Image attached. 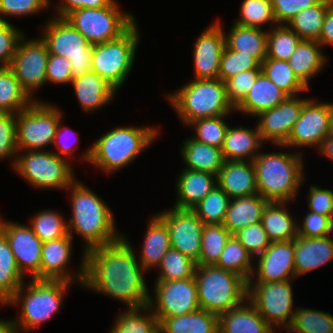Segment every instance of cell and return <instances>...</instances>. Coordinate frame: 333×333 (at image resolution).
Here are the masks:
<instances>
[{
    "label": "cell",
    "instance_id": "obj_63",
    "mask_svg": "<svg viewBox=\"0 0 333 333\" xmlns=\"http://www.w3.org/2000/svg\"><path fill=\"white\" fill-rule=\"evenodd\" d=\"M322 47L333 46V3L327 8L321 35L317 40Z\"/></svg>",
    "mask_w": 333,
    "mask_h": 333
},
{
    "label": "cell",
    "instance_id": "obj_2",
    "mask_svg": "<svg viewBox=\"0 0 333 333\" xmlns=\"http://www.w3.org/2000/svg\"><path fill=\"white\" fill-rule=\"evenodd\" d=\"M71 193L72 215L67 220L68 232L78 234L84 241L83 253L109 245L123 237L116 229L115 217L107 203L83 182L76 180L66 189Z\"/></svg>",
    "mask_w": 333,
    "mask_h": 333
},
{
    "label": "cell",
    "instance_id": "obj_18",
    "mask_svg": "<svg viewBox=\"0 0 333 333\" xmlns=\"http://www.w3.org/2000/svg\"><path fill=\"white\" fill-rule=\"evenodd\" d=\"M166 225L171 248L180 251L194 262L199 261L203 223L191 209L163 210L156 214Z\"/></svg>",
    "mask_w": 333,
    "mask_h": 333
},
{
    "label": "cell",
    "instance_id": "obj_21",
    "mask_svg": "<svg viewBox=\"0 0 333 333\" xmlns=\"http://www.w3.org/2000/svg\"><path fill=\"white\" fill-rule=\"evenodd\" d=\"M193 46V79H219L221 56L226 46L220 21L205 28Z\"/></svg>",
    "mask_w": 333,
    "mask_h": 333
},
{
    "label": "cell",
    "instance_id": "obj_34",
    "mask_svg": "<svg viewBox=\"0 0 333 333\" xmlns=\"http://www.w3.org/2000/svg\"><path fill=\"white\" fill-rule=\"evenodd\" d=\"M285 205L289 202H268L263 210L261 223L271 242L294 240L298 236V222Z\"/></svg>",
    "mask_w": 333,
    "mask_h": 333
},
{
    "label": "cell",
    "instance_id": "obj_50",
    "mask_svg": "<svg viewBox=\"0 0 333 333\" xmlns=\"http://www.w3.org/2000/svg\"><path fill=\"white\" fill-rule=\"evenodd\" d=\"M227 116L230 115L200 118L190 122L187 127L189 126L194 130L196 135L192 137L193 139L217 148H222L226 131L229 127L224 120Z\"/></svg>",
    "mask_w": 333,
    "mask_h": 333
},
{
    "label": "cell",
    "instance_id": "obj_65",
    "mask_svg": "<svg viewBox=\"0 0 333 333\" xmlns=\"http://www.w3.org/2000/svg\"><path fill=\"white\" fill-rule=\"evenodd\" d=\"M0 333H19L11 318L0 319Z\"/></svg>",
    "mask_w": 333,
    "mask_h": 333
},
{
    "label": "cell",
    "instance_id": "obj_26",
    "mask_svg": "<svg viewBox=\"0 0 333 333\" xmlns=\"http://www.w3.org/2000/svg\"><path fill=\"white\" fill-rule=\"evenodd\" d=\"M274 330L248 299L218 316V333H275Z\"/></svg>",
    "mask_w": 333,
    "mask_h": 333
},
{
    "label": "cell",
    "instance_id": "obj_53",
    "mask_svg": "<svg viewBox=\"0 0 333 333\" xmlns=\"http://www.w3.org/2000/svg\"><path fill=\"white\" fill-rule=\"evenodd\" d=\"M261 69L240 72L224 81L227 100L235 108L249 93Z\"/></svg>",
    "mask_w": 333,
    "mask_h": 333
},
{
    "label": "cell",
    "instance_id": "obj_58",
    "mask_svg": "<svg viewBox=\"0 0 333 333\" xmlns=\"http://www.w3.org/2000/svg\"><path fill=\"white\" fill-rule=\"evenodd\" d=\"M277 25L287 23L300 11L317 4L320 0H271Z\"/></svg>",
    "mask_w": 333,
    "mask_h": 333
},
{
    "label": "cell",
    "instance_id": "obj_45",
    "mask_svg": "<svg viewBox=\"0 0 333 333\" xmlns=\"http://www.w3.org/2000/svg\"><path fill=\"white\" fill-rule=\"evenodd\" d=\"M231 198L216 185L191 210L204 225L223 224Z\"/></svg>",
    "mask_w": 333,
    "mask_h": 333
},
{
    "label": "cell",
    "instance_id": "obj_68",
    "mask_svg": "<svg viewBox=\"0 0 333 333\" xmlns=\"http://www.w3.org/2000/svg\"><path fill=\"white\" fill-rule=\"evenodd\" d=\"M331 228H332V234H333V212H332V215H331Z\"/></svg>",
    "mask_w": 333,
    "mask_h": 333
},
{
    "label": "cell",
    "instance_id": "obj_4",
    "mask_svg": "<svg viewBox=\"0 0 333 333\" xmlns=\"http://www.w3.org/2000/svg\"><path fill=\"white\" fill-rule=\"evenodd\" d=\"M302 152H260L252 161L258 194L268 202H290L296 199L305 182Z\"/></svg>",
    "mask_w": 333,
    "mask_h": 333
},
{
    "label": "cell",
    "instance_id": "obj_5",
    "mask_svg": "<svg viewBox=\"0 0 333 333\" xmlns=\"http://www.w3.org/2000/svg\"><path fill=\"white\" fill-rule=\"evenodd\" d=\"M25 283L7 301L8 306L21 305L20 315L12 318L19 333L39 328L51 320L62 307L66 291L73 285L64 280L31 278Z\"/></svg>",
    "mask_w": 333,
    "mask_h": 333
},
{
    "label": "cell",
    "instance_id": "obj_37",
    "mask_svg": "<svg viewBox=\"0 0 333 333\" xmlns=\"http://www.w3.org/2000/svg\"><path fill=\"white\" fill-rule=\"evenodd\" d=\"M126 310L117 314L110 333H160L159 320L149 305Z\"/></svg>",
    "mask_w": 333,
    "mask_h": 333
},
{
    "label": "cell",
    "instance_id": "obj_28",
    "mask_svg": "<svg viewBox=\"0 0 333 333\" xmlns=\"http://www.w3.org/2000/svg\"><path fill=\"white\" fill-rule=\"evenodd\" d=\"M262 144L265 143L257 126L251 129L229 126L221 150L225 161H253L260 154Z\"/></svg>",
    "mask_w": 333,
    "mask_h": 333
},
{
    "label": "cell",
    "instance_id": "obj_3",
    "mask_svg": "<svg viewBox=\"0 0 333 333\" xmlns=\"http://www.w3.org/2000/svg\"><path fill=\"white\" fill-rule=\"evenodd\" d=\"M159 134L152 126H118L93 141L81 156L83 161L99 168L103 173L120 171L133 162L156 141Z\"/></svg>",
    "mask_w": 333,
    "mask_h": 333
},
{
    "label": "cell",
    "instance_id": "obj_22",
    "mask_svg": "<svg viewBox=\"0 0 333 333\" xmlns=\"http://www.w3.org/2000/svg\"><path fill=\"white\" fill-rule=\"evenodd\" d=\"M294 254V240L271 242L270 246L256 257V266L248 282H279L296 279Z\"/></svg>",
    "mask_w": 333,
    "mask_h": 333
},
{
    "label": "cell",
    "instance_id": "obj_6",
    "mask_svg": "<svg viewBox=\"0 0 333 333\" xmlns=\"http://www.w3.org/2000/svg\"><path fill=\"white\" fill-rule=\"evenodd\" d=\"M184 125L207 117L229 115L235 108L227 100L225 83L220 79H191L166 96Z\"/></svg>",
    "mask_w": 333,
    "mask_h": 333
},
{
    "label": "cell",
    "instance_id": "obj_56",
    "mask_svg": "<svg viewBox=\"0 0 333 333\" xmlns=\"http://www.w3.org/2000/svg\"><path fill=\"white\" fill-rule=\"evenodd\" d=\"M20 30L9 21L0 26V67L10 66L18 42L25 34Z\"/></svg>",
    "mask_w": 333,
    "mask_h": 333
},
{
    "label": "cell",
    "instance_id": "obj_51",
    "mask_svg": "<svg viewBox=\"0 0 333 333\" xmlns=\"http://www.w3.org/2000/svg\"><path fill=\"white\" fill-rule=\"evenodd\" d=\"M253 69H261V64L253 56L241 54L225 46L220 62V80L224 82L240 72Z\"/></svg>",
    "mask_w": 333,
    "mask_h": 333
},
{
    "label": "cell",
    "instance_id": "obj_9",
    "mask_svg": "<svg viewBox=\"0 0 333 333\" xmlns=\"http://www.w3.org/2000/svg\"><path fill=\"white\" fill-rule=\"evenodd\" d=\"M69 161L51 150L18 151L12 167L34 188L65 191L76 180L73 165Z\"/></svg>",
    "mask_w": 333,
    "mask_h": 333
},
{
    "label": "cell",
    "instance_id": "obj_15",
    "mask_svg": "<svg viewBox=\"0 0 333 333\" xmlns=\"http://www.w3.org/2000/svg\"><path fill=\"white\" fill-rule=\"evenodd\" d=\"M317 101L310 98L304 103L300 117L287 141L278 147L293 148V150L294 147L298 149L315 147L318 151L324 139L332 131V112L330 102Z\"/></svg>",
    "mask_w": 333,
    "mask_h": 333
},
{
    "label": "cell",
    "instance_id": "obj_14",
    "mask_svg": "<svg viewBox=\"0 0 333 333\" xmlns=\"http://www.w3.org/2000/svg\"><path fill=\"white\" fill-rule=\"evenodd\" d=\"M48 56L47 45L41 37L28 40L24 35L18 42L15 55L9 66L22 89L34 101H38V99H35L33 94L47 84Z\"/></svg>",
    "mask_w": 333,
    "mask_h": 333
},
{
    "label": "cell",
    "instance_id": "obj_8",
    "mask_svg": "<svg viewBox=\"0 0 333 333\" xmlns=\"http://www.w3.org/2000/svg\"><path fill=\"white\" fill-rule=\"evenodd\" d=\"M138 24L135 22L119 38L93 45L92 72L97 73L117 91L127 81L133 69L140 42Z\"/></svg>",
    "mask_w": 333,
    "mask_h": 333
},
{
    "label": "cell",
    "instance_id": "obj_42",
    "mask_svg": "<svg viewBox=\"0 0 333 333\" xmlns=\"http://www.w3.org/2000/svg\"><path fill=\"white\" fill-rule=\"evenodd\" d=\"M24 281L7 238L0 231V295L8 301Z\"/></svg>",
    "mask_w": 333,
    "mask_h": 333
},
{
    "label": "cell",
    "instance_id": "obj_47",
    "mask_svg": "<svg viewBox=\"0 0 333 333\" xmlns=\"http://www.w3.org/2000/svg\"><path fill=\"white\" fill-rule=\"evenodd\" d=\"M197 264L180 251L170 248L163 256L156 281H173L192 278Z\"/></svg>",
    "mask_w": 333,
    "mask_h": 333
},
{
    "label": "cell",
    "instance_id": "obj_43",
    "mask_svg": "<svg viewBox=\"0 0 333 333\" xmlns=\"http://www.w3.org/2000/svg\"><path fill=\"white\" fill-rule=\"evenodd\" d=\"M232 234L223 224L203 225L199 261L197 265H216Z\"/></svg>",
    "mask_w": 333,
    "mask_h": 333
},
{
    "label": "cell",
    "instance_id": "obj_29",
    "mask_svg": "<svg viewBox=\"0 0 333 333\" xmlns=\"http://www.w3.org/2000/svg\"><path fill=\"white\" fill-rule=\"evenodd\" d=\"M322 49L317 40L301 39L288 60L294 74L308 89L311 78L316 77L328 62Z\"/></svg>",
    "mask_w": 333,
    "mask_h": 333
},
{
    "label": "cell",
    "instance_id": "obj_48",
    "mask_svg": "<svg viewBox=\"0 0 333 333\" xmlns=\"http://www.w3.org/2000/svg\"><path fill=\"white\" fill-rule=\"evenodd\" d=\"M301 38L287 25L267 29V58L288 61Z\"/></svg>",
    "mask_w": 333,
    "mask_h": 333
},
{
    "label": "cell",
    "instance_id": "obj_54",
    "mask_svg": "<svg viewBox=\"0 0 333 333\" xmlns=\"http://www.w3.org/2000/svg\"><path fill=\"white\" fill-rule=\"evenodd\" d=\"M247 252L256 259L271 244L262 223L252 224L234 234Z\"/></svg>",
    "mask_w": 333,
    "mask_h": 333
},
{
    "label": "cell",
    "instance_id": "obj_61",
    "mask_svg": "<svg viewBox=\"0 0 333 333\" xmlns=\"http://www.w3.org/2000/svg\"><path fill=\"white\" fill-rule=\"evenodd\" d=\"M62 122L63 120L61 118L59 120L56 135L53 140V145L56 147L57 151H51L58 157L64 158L66 160L70 159V162H72V156H74L73 153L75 151V147L73 144H71L74 143L73 141H71V139L74 137L73 139L75 140V142H77V140L79 139V135L77 134L78 132L72 131L68 126H63L64 123ZM69 138H71L70 143L68 140Z\"/></svg>",
    "mask_w": 333,
    "mask_h": 333
},
{
    "label": "cell",
    "instance_id": "obj_25",
    "mask_svg": "<svg viewBox=\"0 0 333 333\" xmlns=\"http://www.w3.org/2000/svg\"><path fill=\"white\" fill-rule=\"evenodd\" d=\"M81 109L86 113L101 110L113 101L118 91L95 72L73 78L71 82Z\"/></svg>",
    "mask_w": 333,
    "mask_h": 333
},
{
    "label": "cell",
    "instance_id": "obj_1",
    "mask_svg": "<svg viewBox=\"0 0 333 333\" xmlns=\"http://www.w3.org/2000/svg\"><path fill=\"white\" fill-rule=\"evenodd\" d=\"M145 273L131 242L123 234L117 242L85 253L82 287L109 296L128 308L144 307L149 305L151 296Z\"/></svg>",
    "mask_w": 333,
    "mask_h": 333
},
{
    "label": "cell",
    "instance_id": "obj_16",
    "mask_svg": "<svg viewBox=\"0 0 333 333\" xmlns=\"http://www.w3.org/2000/svg\"><path fill=\"white\" fill-rule=\"evenodd\" d=\"M154 297L149 307L159 320L194 312L199 309L197 284L194 277L184 280L155 281ZM155 298V299H154Z\"/></svg>",
    "mask_w": 333,
    "mask_h": 333
},
{
    "label": "cell",
    "instance_id": "obj_31",
    "mask_svg": "<svg viewBox=\"0 0 333 333\" xmlns=\"http://www.w3.org/2000/svg\"><path fill=\"white\" fill-rule=\"evenodd\" d=\"M288 95L274 85L262 72L246 97L235 107L242 115L256 117L263 111L270 110L284 101Z\"/></svg>",
    "mask_w": 333,
    "mask_h": 333
},
{
    "label": "cell",
    "instance_id": "obj_33",
    "mask_svg": "<svg viewBox=\"0 0 333 333\" xmlns=\"http://www.w3.org/2000/svg\"><path fill=\"white\" fill-rule=\"evenodd\" d=\"M181 158L185 168L218 176L225 163L221 148H217L193 139L191 136L182 142Z\"/></svg>",
    "mask_w": 333,
    "mask_h": 333
},
{
    "label": "cell",
    "instance_id": "obj_20",
    "mask_svg": "<svg viewBox=\"0 0 333 333\" xmlns=\"http://www.w3.org/2000/svg\"><path fill=\"white\" fill-rule=\"evenodd\" d=\"M73 237L68 234L63 238L43 243L41 251L40 279L64 280L83 286L85 279V253L81 265L74 274L67 269L73 251ZM79 270V271H78ZM72 273V274H71Z\"/></svg>",
    "mask_w": 333,
    "mask_h": 333
},
{
    "label": "cell",
    "instance_id": "obj_7",
    "mask_svg": "<svg viewBox=\"0 0 333 333\" xmlns=\"http://www.w3.org/2000/svg\"><path fill=\"white\" fill-rule=\"evenodd\" d=\"M194 278L200 309L219 316L247 299L248 282L216 265H197Z\"/></svg>",
    "mask_w": 333,
    "mask_h": 333
},
{
    "label": "cell",
    "instance_id": "obj_66",
    "mask_svg": "<svg viewBox=\"0 0 333 333\" xmlns=\"http://www.w3.org/2000/svg\"><path fill=\"white\" fill-rule=\"evenodd\" d=\"M7 303V300L0 295V305L3 307L6 305V307H8Z\"/></svg>",
    "mask_w": 333,
    "mask_h": 333
},
{
    "label": "cell",
    "instance_id": "obj_52",
    "mask_svg": "<svg viewBox=\"0 0 333 333\" xmlns=\"http://www.w3.org/2000/svg\"><path fill=\"white\" fill-rule=\"evenodd\" d=\"M17 154L16 114L0 113V161L10 157L14 165Z\"/></svg>",
    "mask_w": 333,
    "mask_h": 333
},
{
    "label": "cell",
    "instance_id": "obj_62",
    "mask_svg": "<svg viewBox=\"0 0 333 333\" xmlns=\"http://www.w3.org/2000/svg\"><path fill=\"white\" fill-rule=\"evenodd\" d=\"M114 0H60L56 5V17H65L69 12L80 8H103Z\"/></svg>",
    "mask_w": 333,
    "mask_h": 333
},
{
    "label": "cell",
    "instance_id": "obj_27",
    "mask_svg": "<svg viewBox=\"0 0 333 333\" xmlns=\"http://www.w3.org/2000/svg\"><path fill=\"white\" fill-rule=\"evenodd\" d=\"M175 182L177 199L173 207L192 209L217 185V176L208 172L182 169Z\"/></svg>",
    "mask_w": 333,
    "mask_h": 333
},
{
    "label": "cell",
    "instance_id": "obj_23",
    "mask_svg": "<svg viewBox=\"0 0 333 333\" xmlns=\"http://www.w3.org/2000/svg\"><path fill=\"white\" fill-rule=\"evenodd\" d=\"M294 265L296 279L333 259V238L326 237H303L294 239Z\"/></svg>",
    "mask_w": 333,
    "mask_h": 333
},
{
    "label": "cell",
    "instance_id": "obj_19",
    "mask_svg": "<svg viewBox=\"0 0 333 333\" xmlns=\"http://www.w3.org/2000/svg\"><path fill=\"white\" fill-rule=\"evenodd\" d=\"M308 99V97L288 96L274 108L258 114L256 118L259 120L256 126L262 141L271 142L275 146L283 145Z\"/></svg>",
    "mask_w": 333,
    "mask_h": 333
},
{
    "label": "cell",
    "instance_id": "obj_57",
    "mask_svg": "<svg viewBox=\"0 0 333 333\" xmlns=\"http://www.w3.org/2000/svg\"><path fill=\"white\" fill-rule=\"evenodd\" d=\"M304 219L298 226V236L326 237L332 235L331 219L311 211L306 212Z\"/></svg>",
    "mask_w": 333,
    "mask_h": 333
},
{
    "label": "cell",
    "instance_id": "obj_46",
    "mask_svg": "<svg viewBox=\"0 0 333 333\" xmlns=\"http://www.w3.org/2000/svg\"><path fill=\"white\" fill-rule=\"evenodd\" d=\"M55 210L43 209L30 218L34 233L45 243L69 234L67 220Z\"/></svg>",
    "mask_w": 333,
    "mask_h": 333
},
{
    "label": "cell",
    "instance_id": "obj_69",
    "mask_svg": "<svg viewBox=\"0 0 333 333\" xmlns=\"http://www.w3.org/2000/svg\"><path fill=\"white\" fill-rule=\"evenodd\" d=\"M4 23V20L2 19V17L0 16V26Z\"/></svg>",
    "mask_w": 333,
    "mask_h": 333
},
{
    "label": "cell",
    "instance_id": "obj_41",
    "mask_svg": "<svg viewBox=\"0 0 333 333\" xmlns=\"http://www.w3.org/2000/svg\"><path fill=\"white\" fill-rule=\"evenodd\" d=\"M255 259L247 252L235 235L228 239L216 266L243 277L247 282L254 271Z\"/></svg>",
    "mask_w": 333,
    "mask_h": 333
},
{
    "label": "cell",
    "instance_id": "obj_17",
    "mask_svg": "<svg viewBox=\"0 0 333 333\" xmlns=\"http://www.w3.org/2000/svg\"><path fill=\"white\" fill-rule=\"evenodd\" d=\"M27 225L4 220L0 216V231L7 238L19 271L23 276L28 273L31 279H40L43 242Z\"/></svg>",
    "mask_w": 333,
    "mask_h": 333
},
{
    "label": "cell",
    "instance_id": "obj_11",
    "mask_svg": "<svg viewBox=\"0 0 333 333\" xmlns=\"http://www.w3.org/2000/svg\"><path fill=\"white\" fill-rule=\"evenodd\" d=\"M52 17L40 36L49 54L69 59L73 78L91 72L93 45L63 17Z\"/></svg>",
    "mask_w": 333,
    "mask_h": 333
},
{
    "label": "cell",
    "instance_id": "obj_59",
    "mask_svg": "<svg viewBox=\"0 0 333 333\" xmlns=\"http://www.w3.org/2000/svg\"><path fill=\"white\" fill-rule=\"evenodd\" d=\"M46 79L48 84L71 85L73 77L69 59L49 54L46 66Z\"/></svg>",
    "mask_w": 333,
    "mask_h": 333
},
{
    "label": "cell",
    "instance_id": "obj_13",
    "mask_svg": "<svg viewBox=\"0 0 333 333\" xmlns=\"http://www.w3.org/2000/svg\"><path fill=\"white\" fill-rule=\"evenodd\" d=\"M292 281L248 282L247 299L273 329H287L293 320Z\"/></svg>",
    "mask_w": 333,
    "mask_h": 333
},
{
    "label": "cell",
    "instance_id": "obj_44",
    "mask_svg": "<svg viewBox=\"0 0 333 333\" xmlns=\"http://www.w3.org/2000/svg\"><path fill=\"white\" fill-rule=\"evenodd\" d=\"M286 331L289 333H333V315L317 309L296 307L293 320Z\"/></svg>",
    "mask_w": 333,
    "mask_h": 333
},
{
    "label": "cell",
    "instance_id": "obj_32",
    "mask_svg": "<svg viewBox=\"0 0 333 333\" xmlns=\"http://www.w3.org/2000/svg\"><path fill=\"white\" fill-rule=\"evenodd\" d=\"M267 203L259 194L232 198L223 222L224 227L234 235L247 226L261 222Z\"/></svg>",
    "mask_w": 333,
    "mask_h": 333
},
{
    "label": "cell",
    "instance_id": "obj_64",
    "mask_svg": "<svg viewBox=\"0 0 333 333\" xmlns=\"http://www.w3.org/2000/svg\"><path fill=\"white\" fill-rule=\"evenodd\" d=\"M319 153L326 157V159L329 158L333 161V130L322 142L320 148L318 149V154Z\"/></svg>",
    "mask_w": 333,
    "mask_h": 333
},
{
    "label": "cell",
    "instance_id": "obj_60",
    "mask_svg": "<svg viewBox=\"0 0 333 333\" xmlns=\"http://www.w3.org/2000/svg\"><path fill=\"white\" fill-rule=\"evenodd\" d=\"M307 194L308 210L331 218L333 212V190L310 185Z\"/></svg>",
    "mask_w": 333,
    "mask_h": 333
},
{
    "label": "cell",
    "instance_id": "obj_12",
    "mask_svg": "<svg viewBox=\"0 0 333 333\" xmlns=\"http://www.w3.org/2000/svg\"><path fill=\"white\" fill-rule=\"evenodd\" d=\"M63 113L47 101H33L25 110L16 114L18 151L46 150L52 145L59 120Z\"/></svg>",
    "mask_w": 333,
    "mask_h": 333
},
{
    "label": "cell",
    "instance_id": "obj_10",
    "mask_svg": "<svg viewBox=\"0 0 333 333\" xmlns=\"http://www.w3.org/2000/svg\"><path fill=\"white\" fill-rule=\"evenodd\" d=\"M117 0L103 8H80L64 19L78 30L91 45L115 40L135 22V15L121 11Z\"/></svg>",
    "mask_w": 333,
    "mask_h": 333
},
{
    "label": "cell",
    "instance_id": "obj_49",
    "mask_svg": "<svg viewBox=\"0 0 333 333\" xmlns=\"http://www.w3.org/2000/svg\"><path fill=\"white\" fill-rule=\"evenodd\" d=\"M239 13L241 15L234 21L236 25L260 29L265 24L277 25L271 0H243Z\"/></svg>",
    "mask_w": 333,
    "mask_h": 333
},
{
    "label": "cell",
    "instance_id": "obj_39",
    "mask_svg": "<svg viewBox=\"0 0 333 333\" xmlns=\"http://www.w3.org/2000/svg\"><path fill=\"white\" fill-rule=\"evenodd\" d=\"M34 100L22 89L9 67H0V113L25 110Z\"/></svg>",
    "mask_w": 333,
    "mask_h": 333
},
{
    "label": "cell",
    "instance_id": "obj_30",
    "mask_svg": "<svg viewBox=\"0 0 333 333\" xmlns=\"http://www.w3.org/2000/svg\"><path fill=\"white\" fill-rule=\"evenodd\" d=\"M143 245L141 247L138 261L147 272L157 268L163 256L171 248V240L165 223L157 216L153 215L147 225Z\"/></svg>",
    "mask_w": 333,
    "mask_h": 333
},
{
    "label": "cell",
    "instance_id": "obj_36",
    "mask_svg": "<svg viewBox=\"0 0 333 333\" xmlns=\"http://www.w3.org/2000/svg\"><path fill=\"white\" fill-rule=\"evenodd\" d=\"M160 333H218V315L203 309L167 317L159 324Z\"/></svg>",
    "mask_w": 333,
    "mask_h": 333
},
{
    "label": "cell",
    "instance_id": "obj_55",
    "mask_svg": "<svg viewBox=\"0 0 333 333\" xmlns=\"http://www.w3.org/2000/svg\"><path fill=\"white\" fill-rule=\"evenodd\" d=\"M50 2L51 0H0V16L4 22H8L5 17L32 16L48 10Z\"/></svg>",
    "mask_w": 333,
    "mask_h": 333
},
{
    "label": "cell",
    "instance_id": "obj_35",
    "mask_svg": "<svg viewBox=\"0 0 333 333\" xmlns=\"http://www.w3.org/2000/svg\"><path fill=\"white\" fill-rule=\"evenodd\" d=\"M226 33V46L229 49L253 56L260 64L266 58L267 30L234 23Z\"/></svg>",
    "mask_w": 333,
    "mask_h": 333
},
{
    "label": "cell",
    "instance_id": "obj_24",
    "mask_svg": "<svg viewBox=\"0 0 333 333\" xmlns=\"http://www.w3.org/2000/svg\"><path fill=\"white\" fill-rule=\"evenodd\" d=\"M217 185L232 199L258 194L252 161H225L217 176Z\"/></svg>",
    "mask_w": 333,
    "mask_h": 333
},
{
    "label": "cell",
    "instance_id": "obj_67",
    "mask_svg": "<svg viewBox=\"0 0 333 333\" xmlns=\"http://www.w3.org/2000/svg\"><path fill=\"white\" fill-rule=\"evenodd\" d=\"M330 108H331V112H332V130H333V103L330 102Z\"/></svg>",
    "mask_w": 333,
    "mask_h": 333
},
{
    "label": "cell",
    "instance_id": "obj_38",
    "mask_svg": "<svg viewBox=\"0 0 333 333\" xmlns=\"http://www.w3.org/2000/svg\"><path fill=\"white\" fill-rule=\"evenodd\" d=\"M333 0H320L317 4L297 13L287 26L301 39L318 40L323 28L327 8Z\"/></svg>",
    "mask_w": 333,
    "mask_h": 333
},
{
    "label": "cell",
    "instance_id": "obj_40",
    "mask_svg": "<svg viewBox=\"0 0 333 333\" xmlns=\"http://www.w3.org/2000/svg\"><path fill=\"white\" fill-rule=\"evenodd\" d=\"M261 72L288 96H299L301 92L309 91L286 60L266 57L261 63Z\"/></svg>",
    "mask_w": 333,
    "mask_h": 333
}]
</instances>
